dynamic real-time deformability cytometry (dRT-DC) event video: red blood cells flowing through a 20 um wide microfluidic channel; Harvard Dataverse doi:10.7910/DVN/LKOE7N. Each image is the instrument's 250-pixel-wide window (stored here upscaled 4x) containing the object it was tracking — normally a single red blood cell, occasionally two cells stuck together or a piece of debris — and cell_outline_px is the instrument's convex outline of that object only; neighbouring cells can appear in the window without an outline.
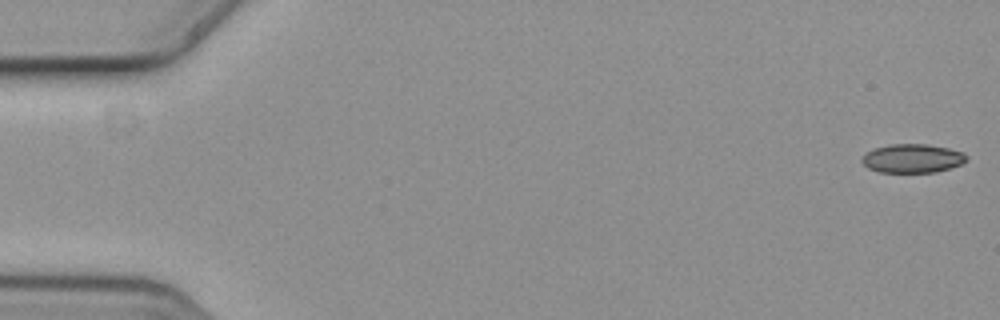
{"species": "common noctule bat (a hibernating species)", "species_latin": "Nyctalus noctula", "temperature_condition": "cold", "stored_images_in_passage": 4, "camera_frame_rate_fps": 3000, "um_per_image_px": 0.085, "animal": {"sex": "female", "body_mass_g": 19.3, "forearm_length_mm": 54.1}, "frame": {"image": 1, "passage_image": 1, "time_ms": 0.0, "image_size_px": [1000, 320], "cell_outline_px": [[968, 160], [960, 164], [936, 172], [880, 172], [868, 168], [860, 160], [868, 152], [876, 148], [888, 144], [928, 144], [948, 148], [964, 152], [968, 156]], "centroid_in_image_um": [77.58, 13.46], "position_along_channel_um": 7.4, "area_um2": 17.46}}